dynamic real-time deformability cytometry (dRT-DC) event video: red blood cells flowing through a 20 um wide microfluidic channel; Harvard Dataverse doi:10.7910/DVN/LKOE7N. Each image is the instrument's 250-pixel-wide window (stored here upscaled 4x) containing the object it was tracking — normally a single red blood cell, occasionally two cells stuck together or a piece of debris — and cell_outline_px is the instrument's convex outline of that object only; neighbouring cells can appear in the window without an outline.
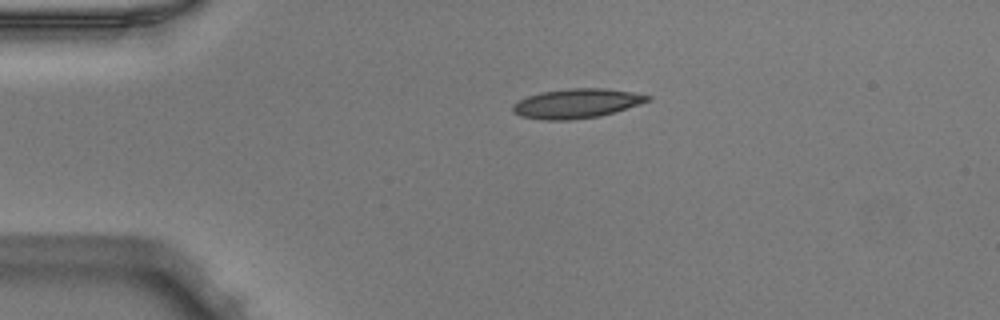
{"species": "Egyptian fruit bat (a non-hibernating species)", "species_latin": "Rousettus aegyptiacus", "temperature_condition": "warm", "stored_images_in_passage": 41, "camera_frame_rate_fps": 3000, "um_per_image_px": 0.085, "animal": {"sex": "male"}, "frame": {"image": 1, "passage_image": 1, "time_ms": 0.0, "image_size_px": [1000, 320], "cell_outline_px": [[652, 100], [600, 116], [568, 120], [544, 120], [520, 116], [512, 112], [512, 104], [516, 100], [540, 92], [572, 88], [604, 88], [632, 92], [652, 96]], "centroid_in_image_um": [48.97, 8.79], "position_along_channel_um": 36.0, "area_um2": 23.18}}
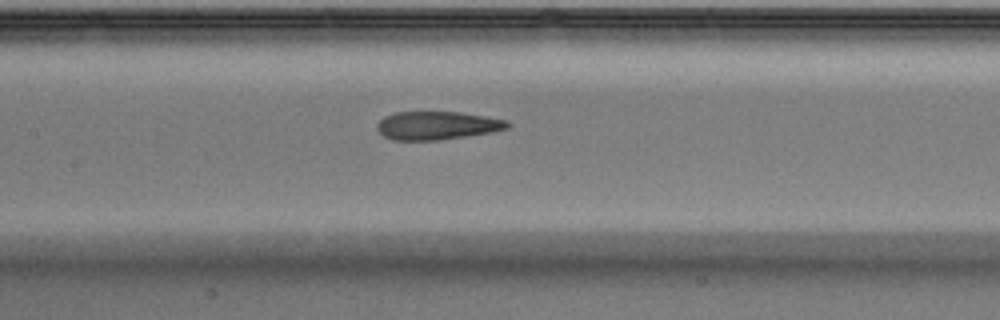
{"frame": {"image": 2, "passage_image": 14, "time_ms": 4.333, "image_size_px": [1000, 320], "cell_outline_px": [[512, 124], [508, 128], [492, 132], [468, 136], [440, 140], [392, 140], [384, 136], [376, 128], [376, 124], [384, 116], [392, 112], [460, 112], [508, 120]], "centroid_in_image_um": [37.15, 10.67], "position_along_channel_um": 170.2, "area_um2": 21.68}}
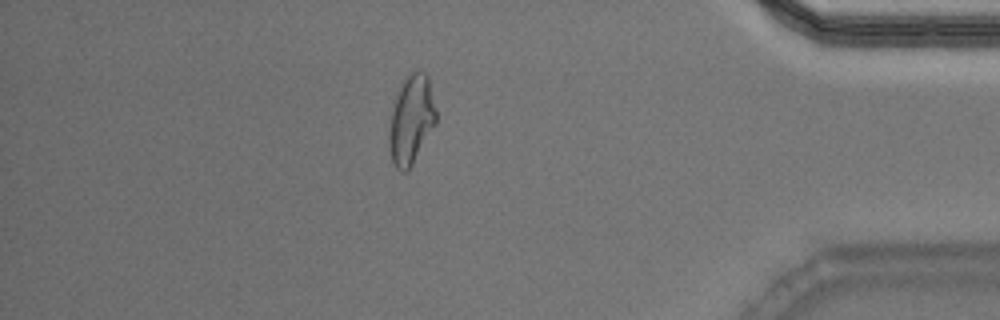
{"frame": {"image": 3, "passage_image": 34, "time_ms": 11.0, "image_size_px": [1000, 320], "cell_outline_px": [[436, 124], [412, 164], [404, 172], [400, 172], [396, 168], [392, 160], [388, 144], [388, 128], [392, 108], [396, 92], [404, 80], [412, 72], [424, 72], [428, 76], [436, 112]], "centroid_in_image_um": [34.93, 10.19], "position_along_channel_um": 400.3, "area_um2": 24.22}, "authors_computed_cell_mechanics": {"area_um2": 22.831, "velocity_mm_per_s": 3.9867, "shape_relaxation_time_tau1_ms": null, "shape_relaxation_time_tau2_ms": 2.0748, "deformation_change_tau1": null, "deformation_change_tau2": 0.1046}}